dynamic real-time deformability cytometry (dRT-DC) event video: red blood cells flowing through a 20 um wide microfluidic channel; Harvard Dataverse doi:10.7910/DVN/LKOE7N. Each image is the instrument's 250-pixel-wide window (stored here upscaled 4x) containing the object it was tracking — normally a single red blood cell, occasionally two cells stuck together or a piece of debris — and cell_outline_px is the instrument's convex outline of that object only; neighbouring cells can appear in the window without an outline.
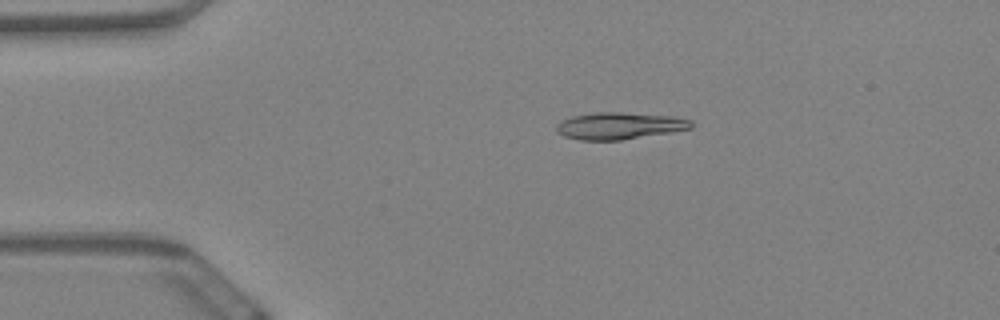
{"species": "Egyptian fruit bat (a non-hibernating species)", "species_latin": "Rousettus aegyptiacus", "temperature_condition": "warm", "stored_images_in_passage": 60, "camera_frame_rate_fps": 3000, "um_per_image_px": 0.085, "animal": {"sex": "female"}, "frame": {"image": 1, "passage_image": 12, "time_ms": 3.667, "image_size_px": [1000, 320], "cell_outline_px": [[692, 128], [672, 132], [620, 140], [580, 140], [564, 136], [556, 132], [556, 124], [560, 120], [572, 116], [596, 112], [620, 112], [676, 116], [692, 120]], "centroid_in_image_um": [52.64, 10.69], "position_along_channel_um": 32.4, "area_um2": 21.33}}
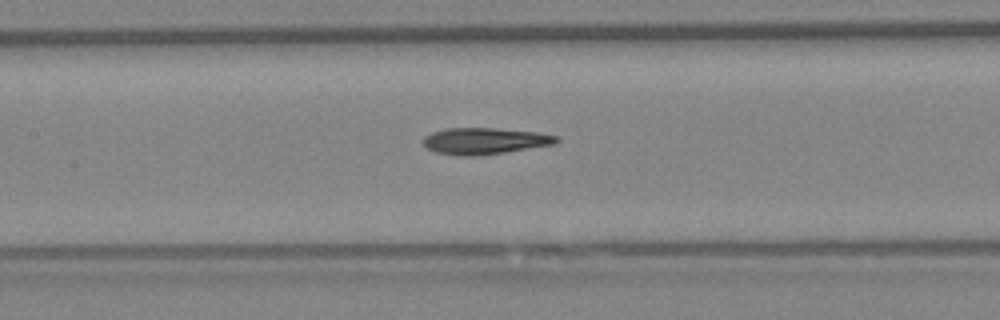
{"frame": {"image": 2, "passage_image": 28, "time_ms": 9.0, "image_size_px": [1000, 320], "cell_outline_px": [[560, 140], [556, 144], [504, 152], [476, 156], [460, 156], [436, 152], [428, 148], [424, 144], [424, 136], [432, 132], [444, 128], [496, 128], [540, 132], [556, 136]], "centroid_in_image_um": [41.22, 11.97], "position_along_channel_um": 166.2, "area_um2": 20.58}}
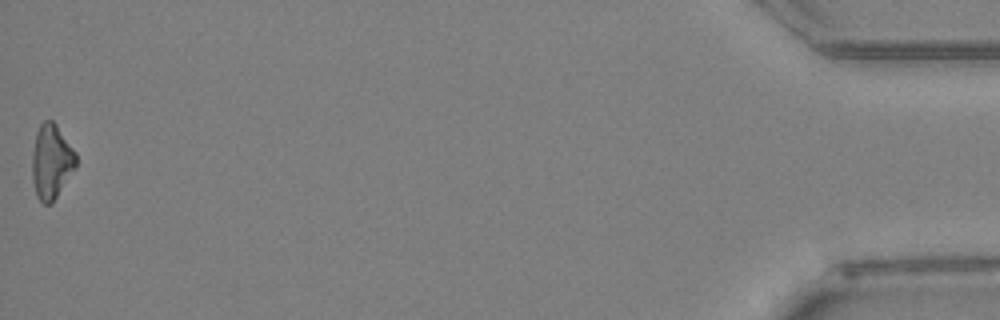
{"frame": {"image": 3, "passage_image": 60, "time_ms": 19.667, "image_size_px": [1000, 320], "cell_outline_px": [[76, 168], [52, 204], [44, 204], [36, 196], [32, 180], [32, 152], [36, 132], [40, 124], [44, 120], [52, 120], [56, 124], [76, 152]], "centroid_in_image_um": [4.36, 13.75], "position_along_channel_um": 430.8, "area_um2": 19.31}, "authors_computed_cell_mechanics": {"area_um2": 20.2878, "velocity_mm_per_s": 3.4038, "shape_relaxation_time_tau1_ms": 9.0081, "shape_relaxation_time_tau2_ms": 10.953, "deformation_change_tau1": 0.2052, "deformation_change_tau2": 0.221}}